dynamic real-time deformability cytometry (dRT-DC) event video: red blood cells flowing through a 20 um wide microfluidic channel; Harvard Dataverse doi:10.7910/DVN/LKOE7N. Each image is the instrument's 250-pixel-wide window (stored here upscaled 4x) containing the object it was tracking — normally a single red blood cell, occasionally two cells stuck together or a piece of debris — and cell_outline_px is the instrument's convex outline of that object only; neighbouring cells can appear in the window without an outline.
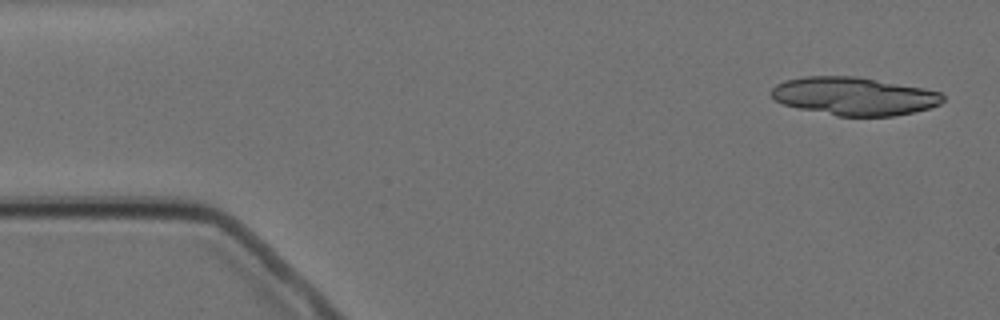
{"species": "Egyptian fruit bat (a non-hibernating species)", "species_latin": "Rousettus aegyptiacus", "temperature_condition": "cold", "stored_images_in_passage": 4, "camera_frame_rate_fps": 3000, "um_per_image_px": 0.085, "animal": {"sex": "female"}, "frame": {"image": 1, "passage_image": 1, "time_ms": 0.0, "image_size_px": [1000, 320], "cell_outline_px": [[944, 100], [940, 104], [928, 108], [912, 112], [892, 116], [836, 116], [796, 108], [784, 104], [776, 100], [768, 92], [776, 84], [784, 80], [804, 76], [856, 76], [924, 88], [940, 92], [944, 96]], "centroid_in_image_um": [72.56, 8.17], "position_along_channel_um": 12.4, "area_um2": 38.21}}